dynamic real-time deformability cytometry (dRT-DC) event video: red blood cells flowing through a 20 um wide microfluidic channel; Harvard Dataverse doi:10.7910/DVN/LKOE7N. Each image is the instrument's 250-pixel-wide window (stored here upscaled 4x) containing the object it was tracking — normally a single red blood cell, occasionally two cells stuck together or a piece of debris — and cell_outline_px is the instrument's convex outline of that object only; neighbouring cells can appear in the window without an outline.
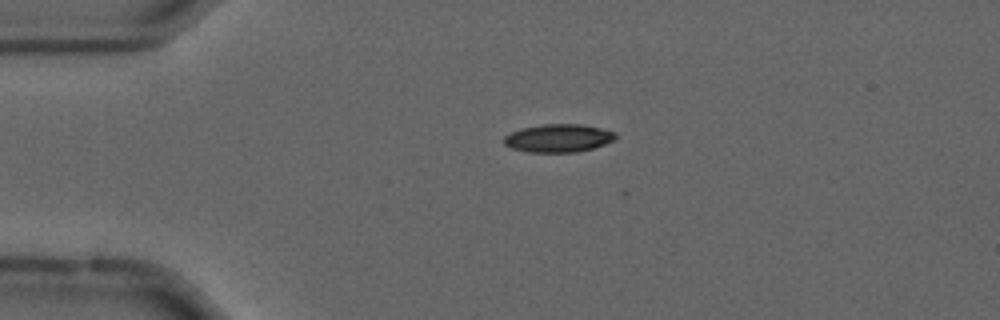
{"species": "common noctule bat (a hibernating species)", "species_latin": "Nyctalus noctula", "temperature_condition": "cold", "stored_images_in_passage": 54, "camera_frame_rate_fps": 3000, "um_per_image_px": 0.085, "animal": {"sex": "male", "forearm_length_mm": 52.5}, "frame": {"image": 1, "passage_image": 11, "time_ms": 3.333, "image_size_px": [1000, 320], "cell_outline_px": [[616, 140], [592, 148], [576, 152], [528, 152], [512, 148], [504, 144], [504, 136], [520, 128], [540, 124], [584, 124], [616, 132]], "centroid_in_image_um": [47.47, 11.73], "position_along_channel_um": 37.5, "area_um2": 18.32}}
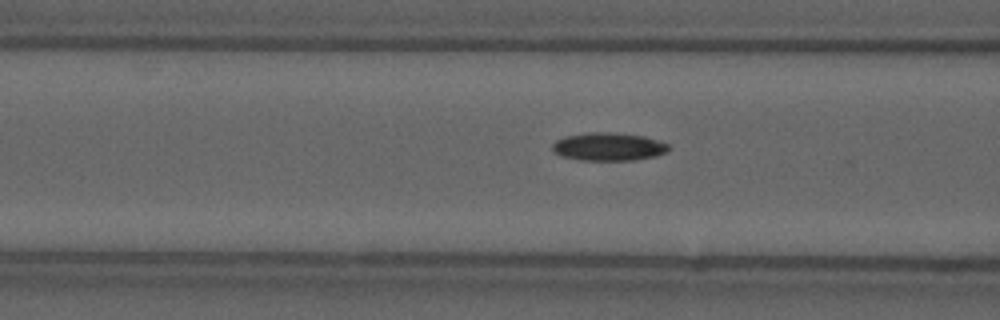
{"frame": {"image": 2, "passage_image": 20, "time_ms": 6.333, "image_size_px": [1000, 320], "cell_outline_px": [[668, 152], [656, 156], [636, 160], [580, 160], [560, 156], [552, 152], [552, 144], [556, 140], [564, 136], [588, 132], [608, 132], [644, 136], [668, 144]], "centroid_in_image_um": [51.68, 12.47], "position_along_channel_um": 114.9, "area_um2": 19.13}}
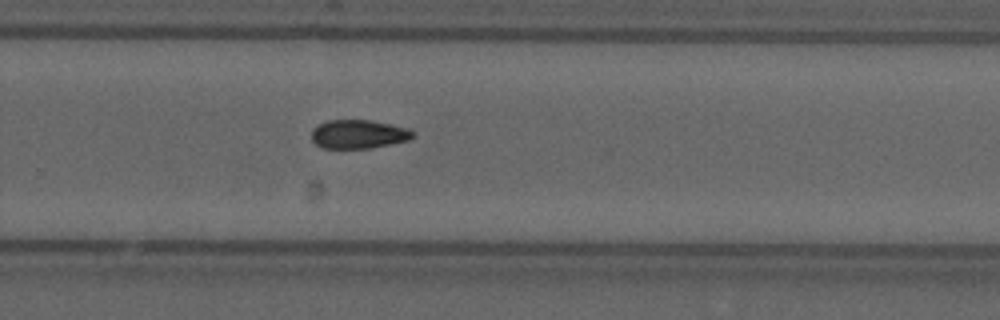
{"frame": {"image": 3, "passage_image": 35, "time_ms": 11.333, "image_size_px": [1000, 320], "cell_outline_px": [[416, 136], [408, 140], [392, 144], [372, 148], [320, 148], [312, 140], [312, 128], [328, 120], [372, 120], [408, 128]], "centroid_in_image_um": [30.47, 11.41], "position_along_channel_um": 299.3, "area_um2": 17.05}}